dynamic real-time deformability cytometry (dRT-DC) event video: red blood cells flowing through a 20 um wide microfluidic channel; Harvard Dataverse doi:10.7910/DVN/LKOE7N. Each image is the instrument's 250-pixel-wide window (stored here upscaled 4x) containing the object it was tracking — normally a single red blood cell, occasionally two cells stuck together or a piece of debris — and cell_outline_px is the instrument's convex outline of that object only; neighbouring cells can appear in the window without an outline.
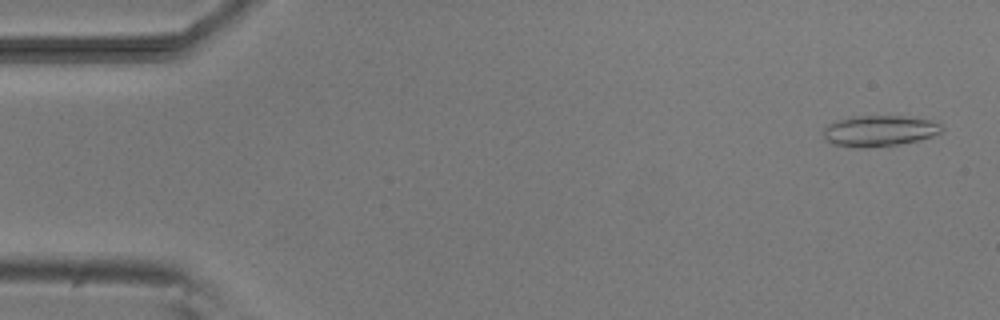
{"species": "common noctule bat (a hibernating species)", "species_latin": "Nyctalus noctula", "temperature_condition": "room temperature", "stored_images_in_passage": 4, "camera_frame_rate_fps": 3000, "um_per_image_px": 0.085, "animal": {"sex": "male", "body_mass_g": 20.5, "forearm_length_mm": 52.5}, "frame": {"image": 1, "passage_image": 1, "time_ms": 0.0, "image_size_px": [1000, 320], "cell_outline_px": [[944, 128], [940, 132], [932, 136], [920, 140], [900, 144], [864, 148], [856, 148], [832, 144], [824, 136], [824, 128], [828, 124], [836, 120], [852, 116], [900, 116], [928, 120], [940, 124]], "centroid_in_image_um": [74.72, 11.13], "position_along_channel_um": 10.3, "area_um2": 21.27}}